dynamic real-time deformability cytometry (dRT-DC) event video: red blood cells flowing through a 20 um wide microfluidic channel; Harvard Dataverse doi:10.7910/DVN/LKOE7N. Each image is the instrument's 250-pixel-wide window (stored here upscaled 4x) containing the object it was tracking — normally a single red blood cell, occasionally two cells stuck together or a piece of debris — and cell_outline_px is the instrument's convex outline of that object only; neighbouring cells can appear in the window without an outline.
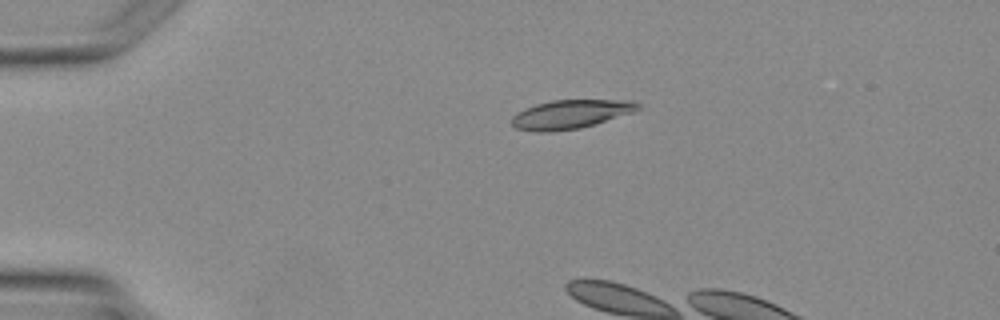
{"species": "Egyptian fruit bat (a non-hibernating species)", "species_latin": "Rousettus aegyptiacus", "temperature_condition": "warm", "stored_images_in_passage": 4, "camera_frame_rate_fps": 3000, "um_per_image_px": 0.085, "animal": {"sex": "female"}, "frame": {"image": 1, "passage_image": 3, "time_ms": 2.667, "image_size_px": [1000, 320], "cell_outline_px": [[644, 108], [596, 124], [580, 128], [552, 132], [536, 132], [516, 128], [512, 124], [512, 116], [524, 108], [536, 104], [552, 100], [632, 100], [640, 104]], "centroid_in_image_um": [48.52, 9.71], "position_along_channel_um": 36.5, "area_um2": 21.33}}